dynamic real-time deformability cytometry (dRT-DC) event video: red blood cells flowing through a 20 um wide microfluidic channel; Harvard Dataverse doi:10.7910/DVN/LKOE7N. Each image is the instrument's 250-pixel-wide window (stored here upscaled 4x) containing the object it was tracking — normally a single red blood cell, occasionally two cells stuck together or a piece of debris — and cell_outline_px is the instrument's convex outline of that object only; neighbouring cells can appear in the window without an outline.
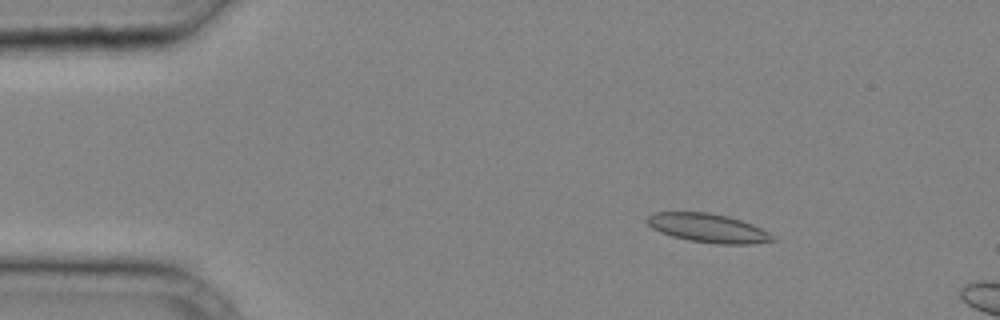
{"species": "common noctule bat (a hibernating species)", "species_latin": "Nyctalus noctula", "temperature_condition": "cold", "stored_images_in_passage": 10, "camera_frame_rate_fps": 3000, "um_per_image_px": 0.085, "animal": {"sex": "male", "body_mass_g": 20.4}, "frame": {"image": 1, "passage_image": 6, "time_ms": 1.667, "image_size_px": [1000, 320], "cell_outline_px": [[776, 240], [748, 244], [720, 244], [688, 240], [672, 236], [660, 232], [652, 228], [644, 220], [652, 212], [708, 212], [728, 216], [752, 224], [776, 236]], "centroid_in_image_um": [60.16, 19.38], "position_along_channel_um": 24.8, "area_um2": 21.1}}